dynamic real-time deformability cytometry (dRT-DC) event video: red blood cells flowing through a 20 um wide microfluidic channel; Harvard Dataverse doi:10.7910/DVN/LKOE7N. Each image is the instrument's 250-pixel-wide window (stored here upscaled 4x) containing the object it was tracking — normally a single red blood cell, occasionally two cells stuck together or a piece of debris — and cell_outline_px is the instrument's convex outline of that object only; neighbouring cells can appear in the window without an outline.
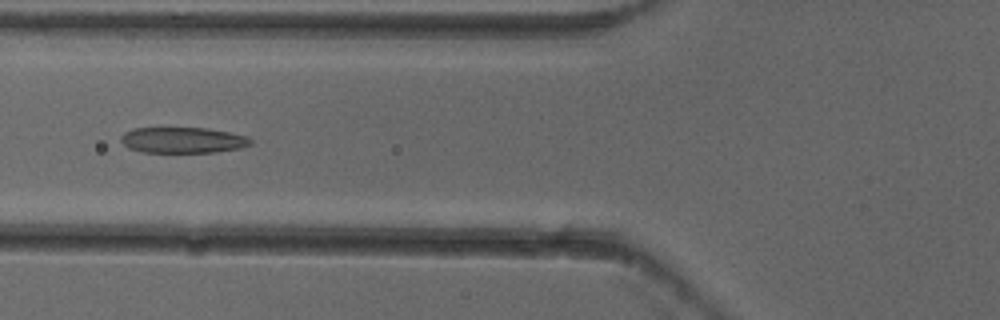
{"species": "common noctule bat (a hibernating species)", "species_latin": "Nyctalus noctula", "temperature_condition": "cold", "stored_images_in_passage": 6, "camera_frame_rate_fps": 3000, "um_per_image_px": 0.085, "animal": {"sex": "female"}, "frame": {"image": 1, "passage_image": 6, "time_ms": 1.667, "image_size_px": [1000, 320], "cell_outline_px": [[252, 144], [240, 148], [216, 152], [140, 152], [128, 148], [120, 140], [120, 136], [124, 132], [132, 128], [208, 128], [248, 136], [252, 140]], "centroid_in_image_um": [15.52, 11.91], "position_along_channel_um": 110.3, "area_um2": 19.65}}